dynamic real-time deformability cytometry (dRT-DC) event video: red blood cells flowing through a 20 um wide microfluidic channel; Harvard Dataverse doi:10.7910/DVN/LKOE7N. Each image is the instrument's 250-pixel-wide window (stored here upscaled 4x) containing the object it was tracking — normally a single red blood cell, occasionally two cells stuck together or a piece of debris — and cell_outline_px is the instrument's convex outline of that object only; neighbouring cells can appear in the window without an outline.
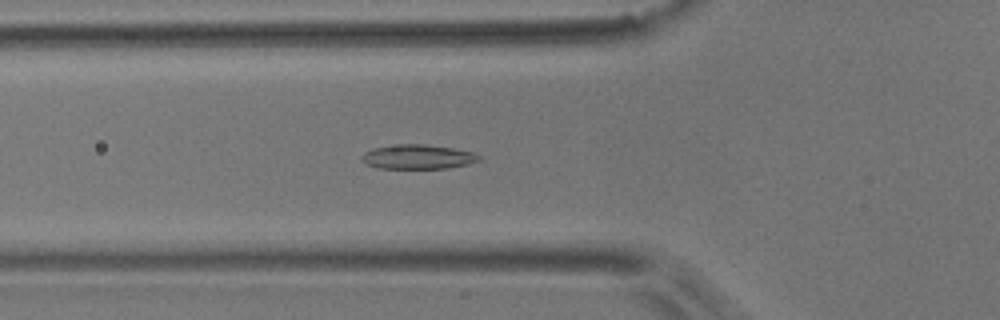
{"species": "common noctule bat (a hibernating species)", "species_latin": "Nyctalus noctula", "temperature_condition": "room temperature", "stored_images_in_passage": 25, "camera_frame_rate_fps": 3000, "um_per_image_px": 0.085, "animal": {"sex": "male", "body_mass_g": 17.9}, "frame": {"image": 1, "passage_image": 17, "time_ms": 5.333, "image_size_px": [1000, 320], "cell_outline_px": [[480, 160], [468, 164], [448, 168], [380, 168], [368, 164], [360, 160], [360, 156], [364, 152], [372, 148], [400, 144], [424, 144], [452, 148], [472, 152], [480, 156]], "centroid_in_image_um": [35.49, 13.33], "position_along_channel_um": 90.3, "area_um2": 16.59}}
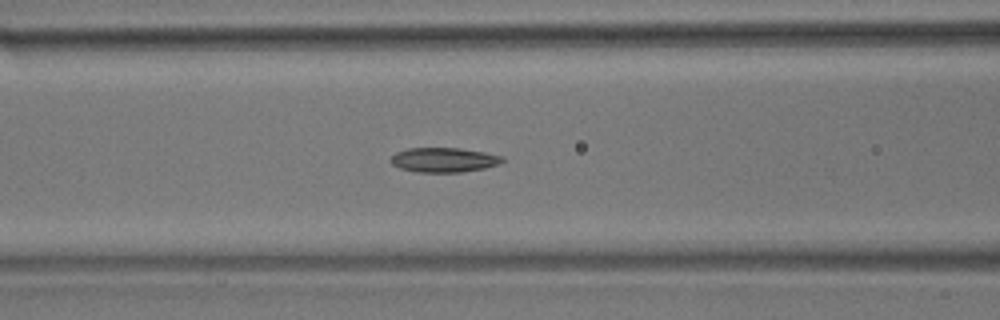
{"frame": {"image": 2, "passage_image": 20, "time_ms": 6.333, "image_size_px": [1000, 320], "cell_outline_px": [[504, 160], [500, 164], [484, 168], [460, 172], [416, 172], [400, 168], [392, 164], [388, 160], [396, 152], [408, 148], [460, 148], [484, 152], [504, 156]], "centroid_in_image_um": [37.72, 13.59], "position_along_channel_um": 128.9, "area_um2": 16.07}}
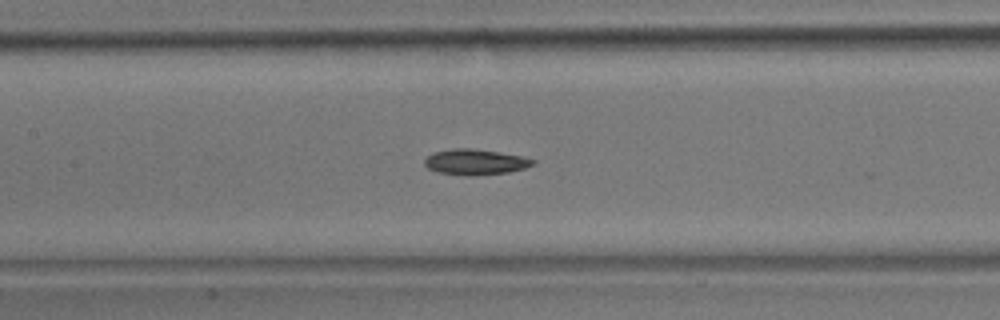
{"frame": {"image": 3, "passage_image": 23, "time_ms": 7.333, "image_size_px": [1000, 320], "cell_outline_px": [[536, 164], [524, 168], [508, 172], [472, 176], [468, 176], [436, 172], [428, 168], [424, 164], [424, 160], [432, 152], [452, 148], [472, 148], [500, 152], [520, 156], [536, 160]], "centroid_in_image_um": [40.38, 13.76], "position_along_channel_um": 167.0, "area_um2": 16.3}}